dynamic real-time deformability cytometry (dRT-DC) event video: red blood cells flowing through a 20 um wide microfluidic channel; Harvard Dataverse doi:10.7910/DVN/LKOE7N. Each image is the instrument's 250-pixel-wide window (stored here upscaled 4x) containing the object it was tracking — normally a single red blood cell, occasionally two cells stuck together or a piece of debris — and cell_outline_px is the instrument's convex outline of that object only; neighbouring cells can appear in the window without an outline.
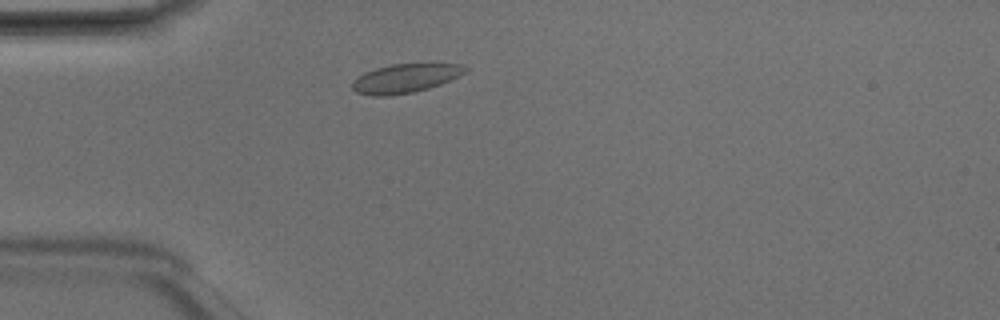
{"species": "Egyptian fruit bat (a non-hibernating species)", "species_latin": "Rousettus aegyptiacus", "temperature_condition": "room temperature", "stored_images_in_passage": 2, "camera_frame_rate_fps": 3000, "um_per_image_px": 0.085, "animal": {"sex": "male"}, "frame": {"image": 1, "passage_image": 2, "time_ms": 0.333, "image_size_px": [1000, 320], "cell_outline_px": [[468, 68], [460, 76], [440, 84], [428, 88], [412, 92], [388, 96], [372, 96], [356, 92], [352, 88], [352, 80], [364, 72], [376, 68], [392, 64], [464, 64]], "centroid_in_image_um": [34.42, 6.66], "position_along_channel_um": 50.6, "area_um2": 18.96}}